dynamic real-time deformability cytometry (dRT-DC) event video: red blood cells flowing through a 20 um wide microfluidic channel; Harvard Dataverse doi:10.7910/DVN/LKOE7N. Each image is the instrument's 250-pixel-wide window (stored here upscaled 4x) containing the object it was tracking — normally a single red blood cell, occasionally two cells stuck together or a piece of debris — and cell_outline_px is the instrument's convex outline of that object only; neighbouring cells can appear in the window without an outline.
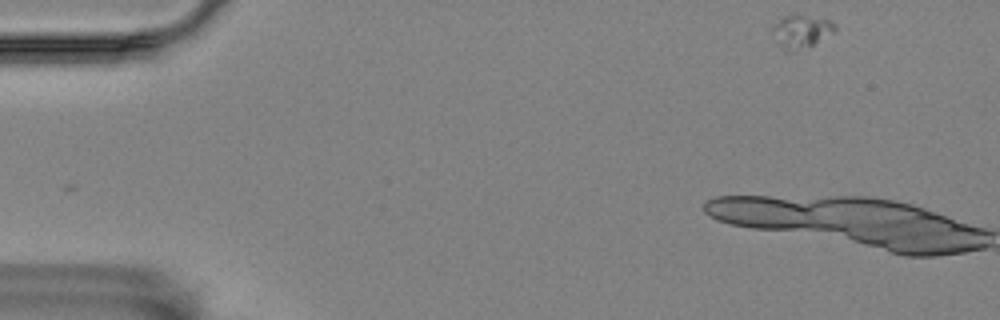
{"species": "Egyptian fruit bat (a non-hibernating species)", "species_latin": "Rousettus aegyptiacus", "temperature_condition": "room temperature", "stored_images_in_passage": 2, "camera_frame_rate_fps": 3000, "um_per_image_px": 0.085, "animal": {"sex": "female"}, "frame": {"image": 1, "passage_image": 1, "time_ms": 0.0, "image_size_px": [1000, 320], "cell_outline_px": [[836, 32], [816, 44], [792, 52], [788, 52], [780, 44], [772, 28], [772, 24], [776, 20], [792, 12], [828, 20], [836, 24]], "centroid_in_image_um": [68.14, 2.63], "position_along_channel_um": 16.9, "area_um2": 12.25}}